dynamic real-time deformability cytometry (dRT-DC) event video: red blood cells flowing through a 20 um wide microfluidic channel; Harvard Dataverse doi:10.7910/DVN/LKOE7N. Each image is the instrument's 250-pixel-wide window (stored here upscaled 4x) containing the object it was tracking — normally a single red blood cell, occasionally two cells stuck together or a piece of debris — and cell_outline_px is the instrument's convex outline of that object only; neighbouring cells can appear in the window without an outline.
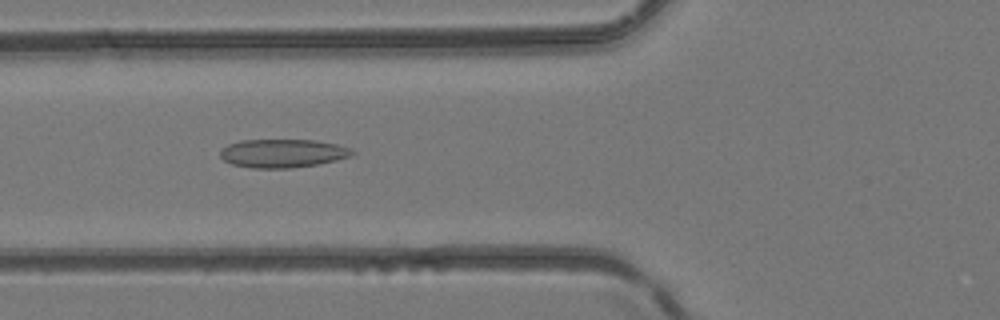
{"species": "common noctule bat (a hibernating species)", "species_latin": "Nyctalus noctula", "temperature_condition": "room temperature", "stored_images_in_passage": 3, "camera_frame_rate_fps": 3000, "um_per_image_px": 0.085, "animal": {"sex": "female", "body_mass_g": 24.6, "forearm_length_mm": 56.2}, "frame": {"image": 1, "passage_image": 3, "time_ms": 0.667, "image_size_px": [1000, 320], "cell_outline_px": [[356, 152], [352, 156], [336, 160], [316, 164], [292, 168], [252, 168], [232, 164], [224, 160], [220, 156], [220, 152], [228, 144], [240, 140], [312, 140], [336, 144], [352, 148]], "centroid_in_image_um": [24.05, 13.03], "position_along_channel_um": 101.8, "area_um2": 21.85}}